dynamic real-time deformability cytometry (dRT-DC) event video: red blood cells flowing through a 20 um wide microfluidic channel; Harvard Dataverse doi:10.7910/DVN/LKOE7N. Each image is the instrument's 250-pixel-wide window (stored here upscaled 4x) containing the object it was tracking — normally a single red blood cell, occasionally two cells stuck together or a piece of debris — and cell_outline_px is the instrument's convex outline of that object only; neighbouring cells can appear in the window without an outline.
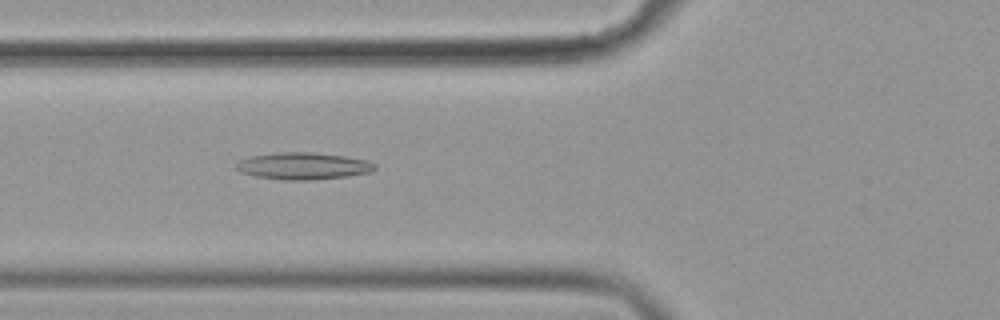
{"species": "common noctule bat (a hibernating species)", "species_latin": "Nyctalus noctula", "temperature_condition": "cold", "stored_images_in_passage": 46, "camera_frame_rate_fps": 3000, "um_per_image_px": 0.085, "animal": {"sex": "female", "body_mass_g": 19.9}, "frame": {"image": 1, "passage_image": 11, "time_ms": 3.333, "image_size_px": [1000, 320], "cell_outline_px": [[376, 168], [368, 172], [348, 176], [312, 180], [284, 180], [256, 176], [240, 172], [236, 168], [236, 164], [240, 160], [252, 156], [276, 152], [316, 152], [344, 156], [368, 160], [376, 164]], "centroid_in_image_um": [25.78, 14.1], "position_along_channel_um": 100.0, "area_um2": 21.79}}
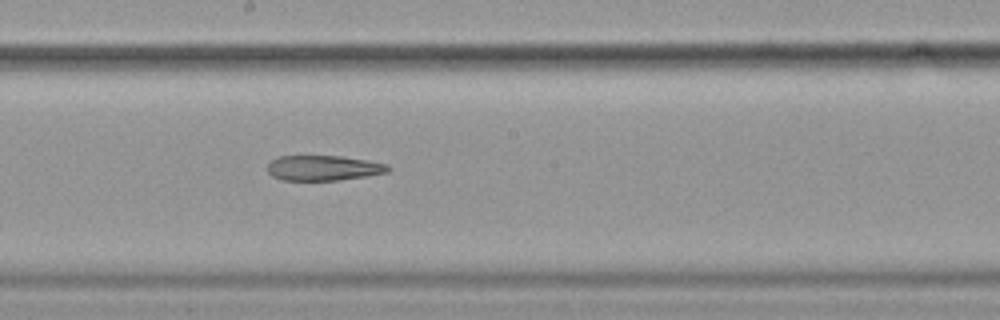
{"frame": {"image": 2, "passage_image": 21, "time_ms": 6.667, "image_size_px": [1000, 320], "cell_outline_px": [[392, 168], [388, 172], [368, 176], [340, 180], [280, 180], [272, 176], [268, 172], [268, 164], [272, 160], [280, 156], [344, 156], [368, 160], [388, 164]], "centroid_in_image_um": [27.53, 14.28], "position_along_channel_um": 220.7, "area_um2": 17.86}}
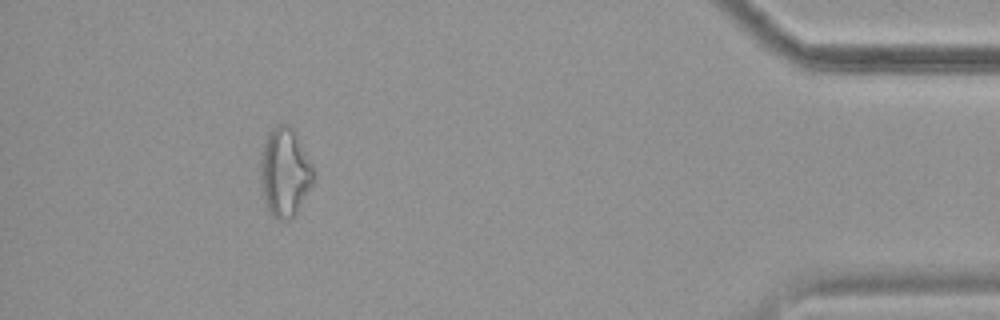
{"frame": {"image": 3, "passage_image": 41, "time_ms": 13.333, "image_size_px": [1000, 320], "cell_outline_px": [[312, 184], [296, 216], [292, 220], [280, 220], [272, 216], [268, 212], [260, 188], [260, 152], [264, 140], [268, 132], [276, 124], [288, 124], [292, 128], [312, 164]], "centroid_in_image_um": [24.16, 14.68], "position_along_channel_um": 411.0, "area_um2": 27.8}}